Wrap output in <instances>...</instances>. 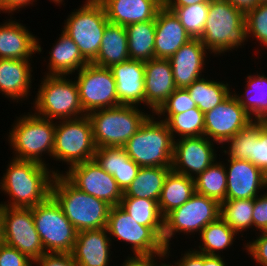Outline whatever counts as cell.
<instances>
[{
	"mask_svg": "<svg viewBox=\"0 0 267 266\" xmlns=\"http://www.w3.org/2000/svg\"><path fill=\"white\" fill-rule=\"evenodd\" d=\"M157 257H159L158 258L159 260L160 259L162 260L163 258V261L166 259L165 255L132 256V257L130 255V257L128 256L127 259H125V261L121 266H159L160 262L158 260L156 261ZM157 262H159V264Z\"/></svg>",
	"mask_w": 267,
	"mask_h": 266,
	"instance_id": "obj_49",
	"label": "cell"
},
{
	"mask_svg": "<svg viewBox=\"0 0 267 266\" xmlns=\"http://www.w3.org/2000/svg\"><path fill=\"white\" fill-rule=\"evenodd\" d=\"M204 78L194 81L186 89L197 108L203 113L212 110L223 102L232 92L229 84Z\"/></svg>",
	"mask_w": 267,
	"mask_h": 266,
	"instance_id": "obj_35",
	"label": "cell"
},
{
	"mask_svg": "<svg viewBox=\"0 0 267 266\" xmlns=\"http://www.w3.org/2000/svg\"><path fill=\"white\" fill-rule=\"evenodd\" d=\"M105 228L77 232L72 251L77 266H109L111 241Z\"/></svg>",
	"mask_w": 267,
	"mask_h": 266,
	"instance_id": "obj_23",
	"label": "cell"
},
{
	"mask_svg": "<svg viewBox=\"0 0 267 266\" xmlns=\"http://www.w3.org/2000/svg\"><path fill=\"white\" fill-rule=\"evenodd\" d=\"M260 236L244 245L248 255L261 266H267V232H260Z\"/></svg>",
	"mask_w": 267,
	"mask_h": 266,
	"instance_id": "obj_46",
	"label": "cell"
},
{
	"mask_svg": "<svg viewBox=\"0 0 267 266\" xmlns=\"http://www.w3.org/2000/svg\"><path fill=\"white\" fill-rule=\"evenodd\" d=\"M191 39L175 13L163 5L155 18L154 58L169 59Z\"/></svg>",
	"mask_w": 267,
	"mask_h": 266,
	"instance_id": "obj_20",
	"label": "cell"
},
{
	"mask_svg": "<svg viewBox=\"0 0 267 266\" xmlns=\"http://www.w3.org/2000/svg\"><path fill=\"white\" fill-rule=\"evenodd\" d=\"M254 199L225 200L220 217L237 233L253 227Z\"/></svg>",
	"mask_w": 267,
	"mask_h": 266,
	"instance_id": "obj_39",
	"label": "cell"
},
{
	"mask_svg": "<svg viewBox=\"0 0 267 266\" xmlns=\"http://www.w3.org/2000/svg\"><path fill=\"white\" fill-rule=\"evenodd\" d=\"M51 196L77 232L107 226L111 205L77 189L62 174L54 176Z\"/></svg>",
	"mask_w": 267,
	"mask_h": 266,
	"instance_id": "obj_2",
	"label": "cell"
},
{
	"mask_svg": "<svg viewBox=\"0 0 267 266\" xmlns=\"http://www.w3.org/2000/svg\"><path fill=\"white\" fill-rule=\"evenodd\" d=\"M159 266H172V265L170 263L166 264V263L161 262Z\"/></svg>",
	"mask_w": 267,
	"mask_h": 266,
	"instance_id": "obj_58",
	"label": "cell"
},
{
	"mask_svg": "<svg viewBox=\"0 0 267 266\" xmlns=\"http://www.w3.org/2000/svg\"><path fill=\"white\" fill-rule=\"evenodd\" d=\"M209 5L210 3H197L184 7L167 8L175 13L192 39H199L207 20Z\"/></svg>",
	"mask_w": 267,
	"mask_h": 266,
	"instance_id": "obj_40",
	"label": "cell"
},
{
	"mask_svg": "<svg viewBox=\"0 0 267 266\" xmlns=\"http://www.w3.org/2000/svg\"><path fill=\"white\" fill-rule=\"evenodd\" d=\"M49 54L48 73L45 75L70 77V74L78 72L89 63L75 42L63 30Z\"/></svg>",
	"mask_w": 267,
	"mask_h": 266,
	"instance_id": "obj_28",
	"label": "cell"
},
{
	"mask_svg": "<svg viewBox=\"0 0 267 266\" xmlns=\"http://www.w3.org/2000/svg\"><path fill=\"white\" fill-rule=\"evenodd\" d=\"M106 229L110 237L131 244L134 256L165 255L162 239L150 227L138 224L119 205L111 206Z\"/></svg>",
	"mask_w": 267,
	"mask_h": 266,
	"instance_id": "obj_12",
	"label": "cell"
},
{
	"mask_svg": "<svg viewBox=\"0 0 267 266\" xmlns=\"http://www.w3.org/2000/svg\"><path fill=\"white\" fill-rule=\"evenodd\" d=\"M220 213L219 202L196 192L182 206L169 212L164 217L162 234V241L166 247L165 257H169L170 241L176 233L191 235L198 232L199 234L208 224L217 220Z\"/></svg>",
	"mask_w": 267,
	"mask_h": 266,
	"instance_id": "obj_9",
	"label": "cell"
},
{
	"mask_svg": "<svg viewBox=\"0 0 267 266\" xmlns=\"http://www.w3.org/2000/svg\"><path fill=\"white\" fill-rule=\"evenodd\" d=\"M35 96V114L50 119H74L86 115L75 81L66 76L45 75Z\"/></svg>",
	"mask_w": 267,
	"mask_h": 266,
	"instance_id": "obj_7",
	"label": "cell"
},
{
	"mask_svg": "<svg viewBox=\"0 0 267 266\" xmlns=\"http://www.w3.org/2000/svg\"><path fill=\"white\" fill-rule=\"evenodd\" d=\"M37 266H77L71 253H45L35 263Z\"/></svg>",
	"mask_w": 267,
	"mask_h": 266,
	"instance_id": "obj_48",
	"label": "cell"
},
{
	"mask_svg": "<svg viewBox=\"0 0 267 266\" xmlns=\"http://www.w3.org/2000/svg\"><path fill=\"white\" fill-rule=\"evenodd\" d=\"M36 230L46 253H72L77 231L50 195L31 207Z\"/></svg>",
	"mask_w": 267,
	"mask_h": 266,
	"instance_id": "obj_11",
	"label": "cell"
},
{
	"mask_svg": "<svg viewBox=\"0 0 267 266\" xmlns=\"http://www.w3.org/2000/svg\"><path fill=\"white\" fill-rule=\"evenodd\" d=\"M230 2L234 7L241 10L245 14L249 11L254 9L257 6V0H227Z\"/></svg>",
	"mask_w": 267,
	"mask_h": 266,
	"instance_id": "obj_52",
	"label": "cell"
},
{
	"mask_svg": "<svg viewBox=\"0 0 267 266\" xmlns=\"http://www.w3.org/2000/svg\"><path fill=\"white\" fill-rule=\"evenodd\" d=\"M226 200L254 199L261 189L267 188L262 170L248 160L227 159ZM265 187V188H264ZM260 190V191H259Z\"/></svg>",
	"mask_w": 267,
	"mask_h": 266,
	"instance_id": "obj_18",
	"label": "cell"
},
{
	"mask_svg": "<svg viewBox=\"0 0 267 266\" xmlns=\"http://www.w3.org/2000/svg\"><path fill=\"white\" fill-rule=\"evenodd\" d=\"M247 38L254 37L267 47V3L259 4L245 14ZM252 35V36H251Z\"/></svg>",
	"mask_w": 267,
	"mask_h": 266,
	"instance_id": "obj_42",
	"label": "cell"
},
{
	"mask_svg": "<svg viewBox=\"0 0 267 266\" xmlns=\"http://www.w3.org/2000/svg\"><path fill=\"white\" fill-rule=\"evenodd\" d=\"M252 121L234 93H231L215 108L204 113V136L217 145H225L227 140L245 129Z\"/></svg>",
	"mask_w": 267,
	"mask_h": 266,
	"instance_id": "obj_16",
	"label": "cell"
},
{
	"mask_svg": "<svg viewBox=\"0 0 267 266\" xmlns=\"http://www.w3.org/2000/svg\"><path fill=\"white\" fill-rule=\"evenodd\" d=\"M48 165L35 161L12 159L8 164L0 189L10 197V201L1 202L3 206L31 208L44 202L51 195V186L59 170H50Z\"/></svg>",
	"mask_w": 267,
	"mask_h": 266,
	"instance_id": "obj_1",
	"label": "cell"
},
{
	"mask_svg": "<svg viewBox=\"0 0 267 266\" xmlns=\"http://www.w3.org/2000/svg\"><path fill=\"white\" fill-rule=\"evenodd\" d=\"M29 61L0 59V93L2 92V95L17 102L30 96L33 70Z\"/></svg>",
	"mask_w": 267,
	"mask_h": 266,
	"instance_id": "obj_26",
	"label": "cell"
},
{
	"mask_svg": "<svg viewBox=\"0 0 267 266\" xmlns=\"http://www.w3.org/2000/svg\"><path fill=\"white\" fill-rule=\"evenodd\" d=\"M195 193V180L170 171L165 178L158 206L163 217L182 206Z\"/></svg>",
	"mask_w": 267,
	"mask_h": 266,
	"instance_id": "obj_30",
	"label": "cell"
},
{
	"mask_svg": "<svg viewBox=\"0 0 267 266\" xmlns=\"http://www.w3.org/2000/svg\"><path fill=\"white\" fill-rule=\"evenodd\" d=\"M196 107L186 88H176L155 114H180Z\"/></svg>",
	"mask_w": 267,
	"mask_h": 266,
	"instance_id": "obj_43",
	"label": "cell"
},
{
	"mask_svg": "<svg viewBox=\"0 0 267 266\" xmlns=\"http://www.w3.org/2000/svg\"><path fill=\"white\" fill-rule=\"evenodd\" d=\"M119 105L145 104V67L140 60L128 59L112 65Z\"/></svg>",
	"mask_w": 267,
	"mask_h": 266,
	"instance_id": "obj_21",
	"label": "cell"
},
{
	"mask_svg": "<svg viewBox=\"0 0 267 266\" xmlns=\"http://www.w3.org/2000/svg\"><path fill=\"white\" fill-rule=\"evenodd\" d=\"M23 24L8 19L0 25V59L30 60L42 47Z\"/></svg>",
	"mask_w": 267,
	"mask_h": 266,
	"instance_id": "obj_24",
	"label": "cell"
},
{
	"mask_svg": "<svg viewBox=\"0 0 267 266\" xmlns=\"http://www.w3.org/2000/svg\"><path fill=\"white\" fill-rule=\"evenodd\" d=\"M253 227L267 232V192L254 198Z\"/></svg>",
	"mask_w": 267,
	"mask_h": 266,
	"instance_id": "obj_47",
	"label": "cell"
},
{
	"mask_svg": "<svg viewBox=\"0 0 267 266\" xmlns=\"http://www.w3.org/2000/svg\"><path fill=\"white\" fill-rule=\"evenodd\" d=\"M207 51L200 39H191L168 59L176 88H187L202 78Z\"/></svg>",
	"mask_w": 267,
	"mask_h": 266,
	"instance_id": "obj_19",
	"label": "cell"
},
{
	"mask_svg": "<svg viewBox=\"0 0 267 266\" xmlns=\"http://www.w3.org/2000/svg\"><path fill=\"white\" fill-rule=\"evenodd\" d=\"M130 59L126 28L122 25L108 23L104 29L100 50L91 62L101 67L110 68Z\"/></svg>",
	"mask_w": 267,
	"mask_h": 266,
	"instance_id": "obj_29",
	"label": "cell"
},
{
	"mask_svg": "<svg viewBox=\"0 0 267 266\" xmlns=\"http://www.w3.org/2000/svg\"><path fill=\"white\" fill-rule=\"evenodd\" d=\"M62 174L77 189L106 201L111 206H117L123 197L112 175L103 170L92 159L74 165Z\"/></svg>",
	"mask_w": 267,
	"mask_h": 266,
	"instance_id": "obj_15",
	"label": "cell"
},
{
	"mask_svg": "<svg viewBox=\"0 0 267 266\" xmlns=\"http://www.w3.org/2000/svg\"><path fill=\"white\" fill-rule=\"evenodd\" d=\"M36 0H0V12H6L8 14L14 13L19 8H24L28 5H32Z\"/></svg>",
	"mask_w": 267,
	"mask_h": 266,
	"instance_id": "obj_51",
	"label": "cell"
},
{
	"mask_svg": "<svg viewBox=\"0 0 267 266\" xmlns=\"http://www.w3.org/2000/svg\"><path fill=\"white\" fill-rule=\"evenodd\" d=\"M125 28L130 59L143 62L154 59L155 20L133 23Z\"/></svg>",
	"mask_w": 267,
	"mask_h": 266,
	"instance_id": "obj_33",
	"label": "cell"
},
{
	"mask_svg": "<svg viewBox=\"0 0 267 266\" xmlns=\"http://www.w3.org/2000/svg\"><path fill=\"white\" fill-rule=\"evenodd\" d=\"M59 122V123H58ZM97 147L88 115L56 121L52 158L68 167L92 160Z\"/></svg>",
	"mask_w": 267,
	"mask_h": 266,
	"instance_id": "obj_10",
	"label": "cell"
},
{
	"mask_svg": "<svg viewBox=\"0 0 267 266\" xmlns=\"http://www.w3.org/2000/svg\"><path fill=\"white\" fill-rule=\"evenodd\" d=\"M110 23L127 25L155 20L163 0H99Z\"/></svg>",
	"mask_w": 267,
	"mask_h": 266,
	"instance_id": "obj_25",
	"label": "cell"
},
{
	"mask_svg": "<svg viewBox=\"0 0 267 266\" xmlns=\"http://www.w3.org/2000/svg\"><path fill=\"white\" fill-rule=\"evenodd\" d=\"M171 170L167 167H140L135 179L123 192L122 198L159 201L165 178Z\"/></svg>",
	"mask_w": 267,
	"mask_h": 266,
	"instance_id": "obj_31",
	"label": "cell"
},
{
	"mask_svg": "<svg viewBox=\"0 0 267 266\" xmlns=\"http://www.w3.org/2000/svg\"><path fill=\"white\" fill-rule=\"evenodd\" d=\"M223 258L215 255L204 254V266H227V262H224Z\"/></svg>",
	"mask_w": 267,
	"mask_h": 266,
	"instance_id": "obj_54",
	"label": "cell"
},
{
	"mask_svg": "<svg viewBox=\"0 0 267 266\" xmlns=\"http://www.w3.org/2000/svg\"><path fill=\"white\" fill-rule=\"evenodd\" d=\"M123 147L140 167L172 166L174 139L166 122L156 121L155 114L145 120Z\"/></svg>",
	"mask_w": 267,
	"mask_h": 266,
	"instance_id": "obj_4",
	"label": "cell"
},
{
	"mask_svg": "<svg viewBox=\"0 0 267 266\" xmlns=\"http://www.w3.org/2000/svg\"><path fill=\"white\" fill-rule=\"evenodd\" d=\"M199 234L202 245L196 251L215 256H220V251L231 247L237 235L221 217L208 224Z\"/></svg>",
	"mask_w": 267,
	"mask_h": 266,
	"instance_id": "obj_36",
	"label": "cell"
},
{
	"mask_svg": "<svg viewBox=\"0 0 267 266\" xmlns=\"http://www.w3.org/2000/svg\"><path fill=\"white\" fill-rule=\"evenodd\" d=\"M93 159L113 176L122 192L129 187L140 169V166L128 156L124 147L97 148Z\"/></svg>",
	"mask_w": 267,
	"mask_h": 266,
	"instance_id": "obj_27",
	"label": "cell"
},
{
	"mask_svg": "<svg viewBox=\"0 0 267 266\" xmlns=\"http://www.w3.org/2000/svg\"><path fill=\"white\" fill-rule=\"evenodd\" d=\"M150 115L134 105H119L90 112L88 117L96 147H123Z\"/></svg>",
	"mask_w": 267,
	"mask_h": 266,
	"instance_id": "obj_6",
	"label": "cell"
},
{
	"mask_svg": "<svg viewBox=\"0 0 267 266\" xmlns=\"http://www.w3.org/2000/svg\"><path fill=\"white\" fill-rule=\"evenodd\" d=\"M234 96L253 121L267 120V77L263 73L248 75L245 93Z\"/></svg>",
	"mask_w": 267,
	"mask_h": 266,
	"instance_id": "obj_32",
	"label": "cell"
},
{
	"mask_svg": "<svg viewBox=\"0 0 267 266\" xmlns=\"http://www.w3.org/2000/svg\"><path fill=\"white\" fill-rule=\"evenodd\" d=\"M183 255V256H182ZM182 258L172 266H204V254L197 252L196 249L189 250L181 254Z\"/></svg>",
	"mask_w": 267,
	"mask_h": 266,
	"instance_id": "obj_50",
	"label": "cell"
},
{
	"mask_svg": "<svg viewBox=\"0 0 267 266\" xmlns=\"http://www.w3.org/2000/svg\"><path fill=\"white\" fill-rule=\"evenodd\" d=\"M73 10L64 23L63 31L75 42L82 56L91 63L100 50L104 29L109 23L99 0H86Z\"/></svg>",
	"mask_w": 267,
	"mask_h": 266,
	"instance_id": "obj_8",
	"label": "cell"
},
{
	"mask_svg": "<svg viewBox=\"0 0 267 266\" xmlns=\"http://www.w3.org/2000/svg\"><path fill=\"white\" fill-rule=\"evenodd\" d=\"M265 3H267V0H257V5Z\"/></svg>",
	"mask_w": 267,
	"mask_h": 266,
	"instance_id": "obj_57",
	"label": "cell"
},
{
	"mask_svg": "<svg viewBox=\"0 0 267 266\" xmlns=\"http://www.w3.org/2000/svg\"><path fill=\"white\" fill-rule=\"evenodd\" d=\"M119 206L138 224L150 227L162 239L164 217L158 201L147 198H122Z\"/></svg>",
	"mask_w": 267,
	"mask_h": 266,
	"instance_id": "obj_34",
	"label": "cell"
},
{
	"mask_svg": "<svg viewBox=\"0 0 267 266\" xmlns=\"http://www.w3.org/2000/svg\"><path fill=\"white\" fill-rule=\"evenodd\" d=\"M2 235L3 243L18 249L34 263L46 253L31 208L3 206Z\"/></svg>",
	"mask_w": 267,
	"mask_h": 266,
	"instance_id": "obj_13",
	"label": "cell"
},
{
	"mask_svg": "<svg viewBox=\"0 0 267 266\" xmlns=\"http://www.w3.org/2000/svg\"><path fill=\"white\" fill-rule=\"evenodd\" d=\"M194 180L196 193L212 198L220 204L226 200V169L221 161L216 160Z\"/></svg>",
	"mask_w": 267,
	"mask_h": 266,
	"instance_id": "obj_37",
	"label": "cell"
},
{
	"mask_svg": "<svg viewBox=\"0 0 267 266\" xmlns=\"http://www.w3.org/2000/svg\"><path fill=\"white\" fill-rule=\"evenodd\" d=\"M249 161L262 170L267 180V120H260V133L256 140H252Z\"/></svg>",
	"mask_w": 267,
	"mask_h": 266,
	"instance_id": "obj_44",
	"label": "cell"
},
{
	"mask_svg": "<svg viewBox=\"0 0 267 266\" xmlns=\"http://www.w3.org/2000/svg\"><path fill=\"white\" fill-rule=\"evenodd\" d=\"M213 142L206 136L175 139L172 171L196 178L217 160Z\"/></svg>",
	"mask_w": 267,
	"mask_h": 266,
	"instance_id": "obj_17",
	"label": "cell"
},
{
	"mask_svg": "<svg viewBox=\"0 0 267 266\" xmlns=\"http://www.w3.org/2000/svg\"><path fill=\"white\" fill-rule=\"evenodd\" d=\"M260 133V121H252L245 129L235 134L225 143L227 149L222 150L228 156V159L248 160L251 156L252 140H256ZM230 145V146H229Z\"/></svg>",
	"mask_w": 267,
	"mask_h": 266,
	"instance_id": "obj_41",
	"label": "cell"
},
{
	"mask_svg": "<svg viewBox=\"0 0 267 266\" xmlns=\"http://www.w3.org/2000/svg\"><path fill=\"white\" fill-rule=\"evenodd\" d=\"M2 211H3V205L0 204V245L3 243V235H2Z\"/></svg>",
	"mask_w": 267,
	"mask_h": 266,
	"instance_id": "obj_55",
	"label": "cell"
},
{
	"mask_svg": "<svg viewBox=\"0 0 267 266\" xmlns=\"http://www.w3.org/2000/svg\"><path fill=\"white\" fill-rule=\"evenodd\" d=\"M34 262L18 249L5 243L0 245V266H32Z\"/></svg>",
	"mask_w": 267,
	"mask_h": 266,
	"instance_id": "obj_45",
	"label": "cell"
},
{
	"mask_svg": "<svg viewBox=\"0 0 267 266\" xmlns=\"http://www.w3.org/2000/svg\"><path fill=\"white\" fill-rule=\"evenodd\" d=\"M50 1H53L55 4H62V2H64V0H50Z\"/></svg>",
	"mask_w": 267,
	"mask_h": 266,
	"instance_id": "obj_56",
	"label": "cell"
},
{
	"mask_svg": "<svg viewBox=\"0 0 267 266\" xmlns=\"http://www.w3.org/2000/svg\"><path fill=\"white\" fill-rule=\"evenodd\" d=\"M155 115L160 117L159 119L163 118L161 120L168 125L174 140L177 138L175 136L179 138L204 136V113L197 107L180 114Z\"/></svg>",
	"mask_w": 267,
	"mask_h": 266,
	"instance_id": "obj_38",
	"label": "cell"
},
{
	"mask_svg": "<svg viewBox=\"0 0 267 266\" xmlns=\"http://www.w3.org/2000/svg\"><path fill=\"white\" fill-rule=\"evenodd\" d=\"M145 67V105L156 113L176 90L173 72L168 59H150Z\"/></svg>",
	"mask_w": 267,
	"mask_h": 266,
	"instance_id": "obj_22",
	"label": "cell"
},
{
	"mask_svg": "<svg viewBox=\"0 0 267 266\" xmlns=\"http://www.w3.org/2000/svg\"><path fill=\"white\" fill-rule=\"evenodd\" d=\"M76 76L84 113L119 106L116 83L110 68L88 63Z\"/></svg>",
	"mask_w": 267,
	"mask_h": 266,
	"instance_id": "obj_14",
	"label": "cell"
},
{
	"mask_svg": "<svg viewBox=\"0 0 267 266\" xmlns=\"http://www.w3.org/2000/svg\"><path fill=\"white\" fill-rule=\"evenodd\" d=\"M211 0H163L166 7H184L197 3H210Z\"/></svg>",
	"mask_w": 267,
	"mask_h": 266,
	"instance_id": "obj_53",
	"label": "cell"
},
{
	"mask_svg": "<svg viewBox=\"0 0 267 266\" xmlns=\"http://www.w3.org/2000/svg\"><path fill=\"white\" fill-rule=\"evenodd\" d=\"M16 118L8 135V143L14 150L12 158L48 165L42 156L48 153L52 157L56 122L34 112Z\"/></svg>",
	"mask_w": 267,
	"mask_h": 266,
	"instance_id": "obj_5",
	"label": "cell"
},
{
	"mask_svg": "<svg viewBox=\"0 0 267 266\" xmlns=\"http://www.w3.org/2000/svg\"><path fill=\"white\" fill-rule=\"evenodd\" d=\"M199 39L214 56L242 47L248 40L245 13L227 0H211Z\"/></svg>",
	"mask_w": 267,
	"mask_h": 266,
	"instance_id": "obj_3",
	"label": "cell"
}]
</instances>
